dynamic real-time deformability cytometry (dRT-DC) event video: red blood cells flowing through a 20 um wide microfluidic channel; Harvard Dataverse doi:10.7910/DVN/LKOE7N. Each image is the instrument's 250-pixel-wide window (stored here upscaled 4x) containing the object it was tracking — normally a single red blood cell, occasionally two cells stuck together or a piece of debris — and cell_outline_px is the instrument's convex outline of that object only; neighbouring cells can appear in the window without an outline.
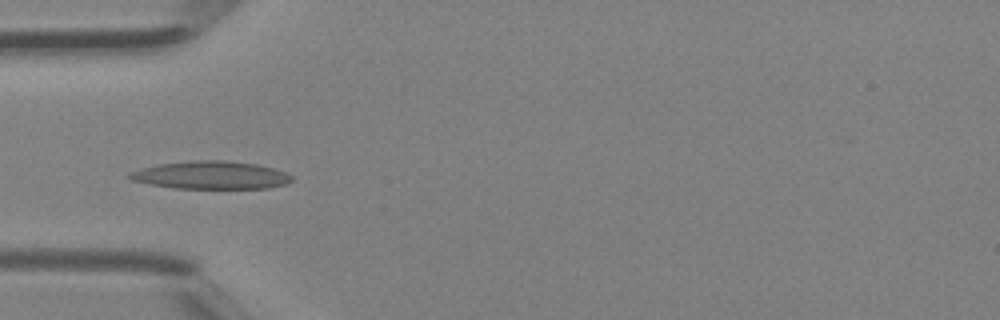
{"species": "Egyptian fruit bat (a non-hibernating species)", "species_latin": "Rousettus aegyptiacus", "temperature_condition": "room temperature", "stored_images_in_passage": 30, "camera_frame_rate_fps": 3000, "um_per_image_px": 0.085, "animal": {"sex": "female"}, "frame": {"image": 1, "passage_image": 1, "time_ms": 0.0, "image_size_px": [1000, 320], "cell_outline_px": [[292, 180], [288, 184], [268, 188], [172, 188], [148, 184], [132, 180], [124, 176], [128, 172], [140, 168], [160, 164], [192, 160], [220, 160], [256, 164], [288, 172], [292, 176]], "centroid_in_image_um": [17.9, 14.89], "position_along_channel_um": 67.1, "area_um2": 26.53}}
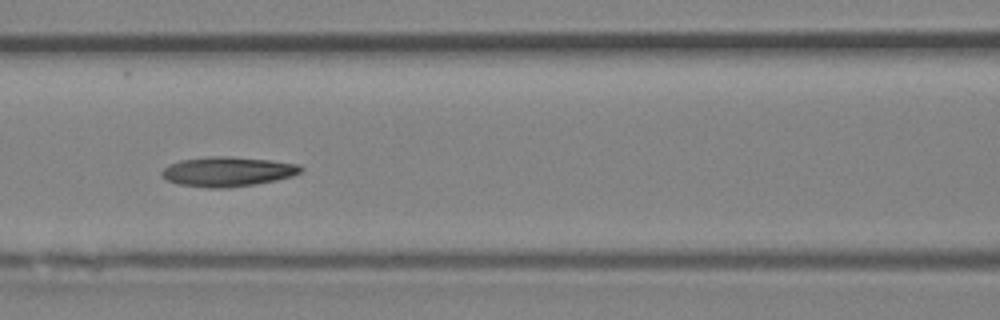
{"frame": {"image": 2, "passage_image": 6, "time_ms": 1.667, "image_size_px": [1000, 320], "cell_outline_px": [[304, 168], [300, 172], [292, 176], [276, 180], [256, 184], [228, 188], [208, 188], [180, 184], [168, 180], [160, 172], [168, 164], [180, 160], [208, 156], [228, 156], [272, 160], [300, 164]], "centroid_in_image_um": [19.37, 14.58], "position_along_channel_um": 147.2, "area_um2": 24.16}}
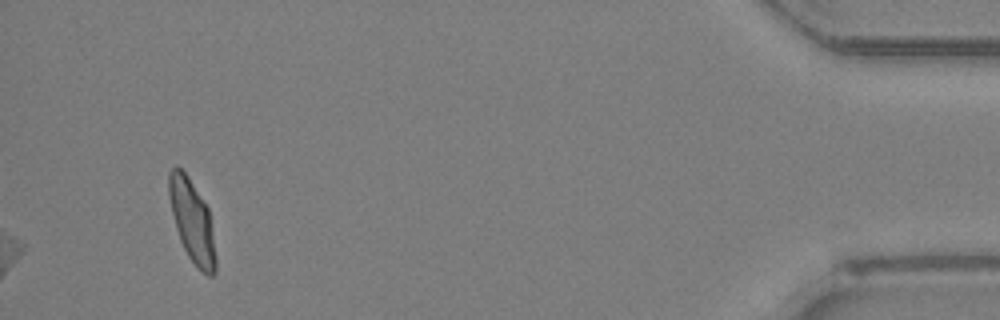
{"frame": {"image": 3, "passage_image": 28, "time_ms": 9.0, "image_size_px": [1000, 320], "cell_outline_px": [[216, 272], [212, 276], [208, 276], [196, 268], [188, 256], [180, 240], [176, 228], [168, 196], [168, 172], [176, 164], [188, 176], [208, 208], [216, 260]], "centroid_in_image_um": [16.31, 18.79], "position_along_channel_um": 418.9, "area_um2": 22.25}}